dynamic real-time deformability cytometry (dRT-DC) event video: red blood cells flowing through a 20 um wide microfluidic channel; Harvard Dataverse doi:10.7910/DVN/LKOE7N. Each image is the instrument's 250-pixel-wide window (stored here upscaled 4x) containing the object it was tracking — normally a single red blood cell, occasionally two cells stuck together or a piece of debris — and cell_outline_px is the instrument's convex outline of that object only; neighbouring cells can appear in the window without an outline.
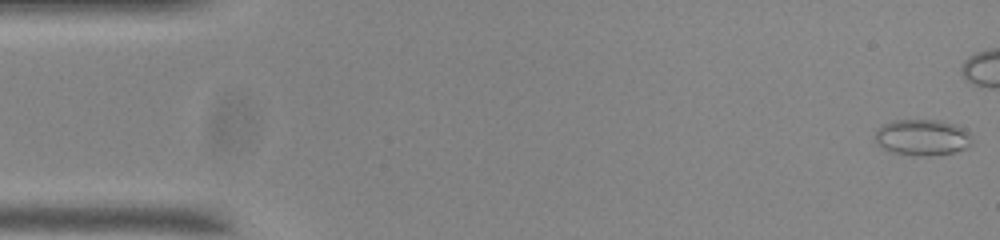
{"species": "common noctule bat (a hibernating species)", "species_latin": "Nyctalus noctula", "temperature_condition": "room temperature", "stored_images_in_passage": 42, "camera_frame_rate_fps": 3000, "um_per_image_px": 0.085, "animal": {"sex": "male", "body_mass_g": 20.0, "forearm_length_mm": 53.3}, "frame": {"image": 1, "passage_image": 1, "time_ms": 0.0, "image_size_px": [1000, 240], "cell_outline_px": [[972, 144], [968, 148], [956, 152], [932, 156], [912, 156], [888, 152], [876, 140], [876, 132], [884, 124], [892, 120], [940, 120], [956, 124], [964, 128], [972, 136]], "centroid_in_image_um": [78.46, 11.7], "position_along_channel_um": 6.5, "area_um2": 20.75}}
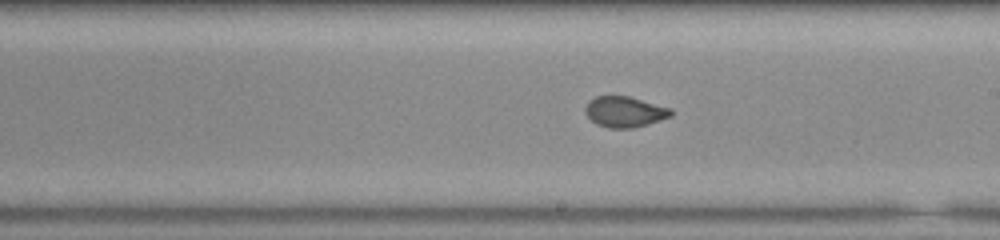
{"frame": {"image": 2, "passage_image": 30, "time_ms": 9.667, "image_size_px": [1000, 240], "cell_outline_px": [[672, 116], [648, 124], [632, 128], [608, 128], [596, 124], [584, 112], [584, 108], [588, 100], [596, 96], [628, 96], [672, 108]], "centroid_in_image_um": [53.08, 9.5], "position_along_channel_um": 235.9, "area_um2": 15.43}}
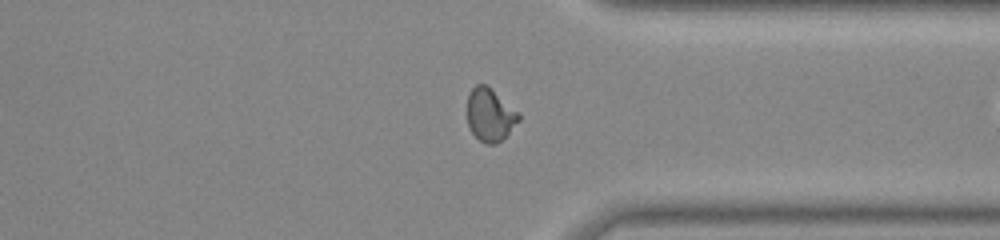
{"frame": {"image": 3, "passage_image": 41, "time_ms": 13.333, "image_size_px": [1000, 240], "cell_outline_px": [[520, 120], [496, 144], [488, 144], [480, 140], [472, 132], [468, 124], [468, 92], [476, 84], [488, 84], [520, 116]], "centroid_in_image_um": [41.62, 9.73], "position_along_channel_um": 369.8, "area_um2": 15.49}}